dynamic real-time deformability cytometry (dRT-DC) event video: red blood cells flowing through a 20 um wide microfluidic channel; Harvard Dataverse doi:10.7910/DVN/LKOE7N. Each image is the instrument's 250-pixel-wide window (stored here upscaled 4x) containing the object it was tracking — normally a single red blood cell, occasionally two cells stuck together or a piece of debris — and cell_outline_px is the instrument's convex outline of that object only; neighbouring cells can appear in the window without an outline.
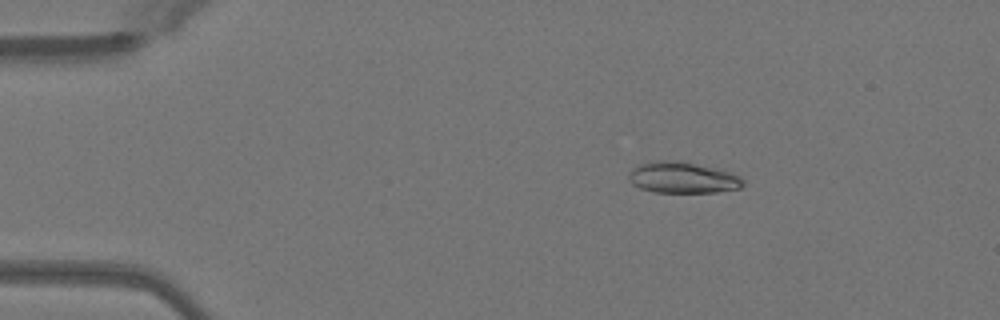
{"species": "Egyptian fruit bat (a non-hibernating species)", "species_latin": "Rousettus aegyptiacus", "temperature_condition": "warm", "stored_images_in_passage": 49, "camera_frame_rate_fps": 3000, "um_per_image_px": 0.085, "animal": {"sex": "female"}, "frame": {"image": 1, "passage_image": 8, "time_ms": 2.333, "image_size_px": [1000, 320], "cell_outline_px": [[744, 184], [740, 188], [716, 192], [652, 192], [640, 188], [632, 184], [628, 180], [628, 172], [632, 168], [640, 164], [660, 160], [680, 160], [720, 168], [740, 176], [744, 180]], "centroid_in_image_um": [58.03, 15.08], "position_along_channel_um": 27.0, "area_um2": 21.15}}
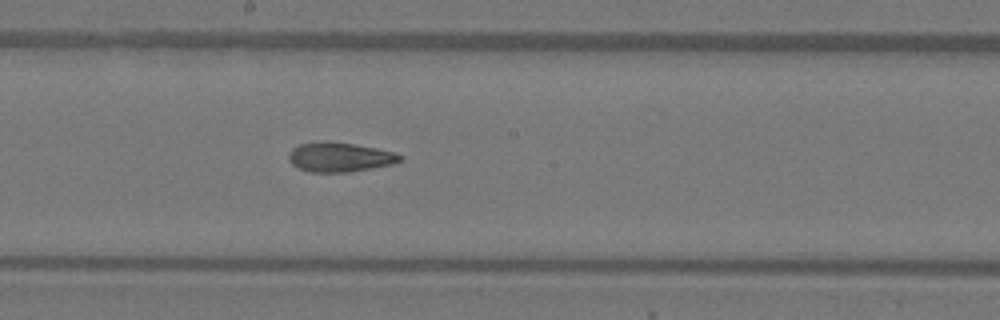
{"frame": {"image": 2, "passage_image": 27, "time_ms": 8.667, "image_size_px": [1000, 320], "cell_outline_px": [[404, 156], [396, 164], [348, 172], [308, 172], [292, 164], [288, 160], [288, 152], [292, 148], [300, 144], [324, 140], [328, 140], [376, 148], [396, 152]], "centroid_in_image_um": [28.88, 13.35], "position_along_channel_um": 219.3, "area_um2": 19.36}}
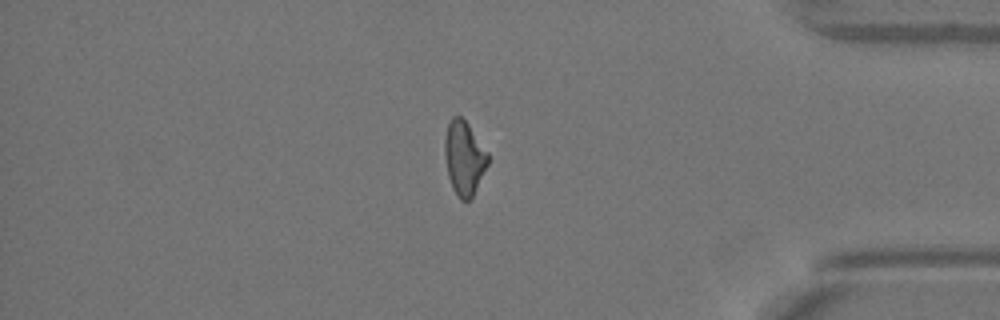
{"frame": {"image": 3, "passage_image": 42, "time_ms": 13.667, "image_size_px": [1000, 320], "cell_outline_px": [[488, 164], [472, 196], [468, 200], [460, 200], [452, 188], [448, 176], [444, 156], [444, 140], [448, 124], [452, 116], [460, 116], [468, 124], [488, 152]], "centroid_in_image_um": [39.43, 13.42], "position_along_channel_um": 395.8, "area_um2": 18.5}, "authors_computed_cell_mechanics": {"area_um2": 19.4208, "velocity_mm_per_s": 4.0872, "shape_relaxation_time_tau1_ms": 6.9576, "shape_relaxation_time_tau2_ms": 1.9086, "deformation_change_tau1": 0.2253, "deformation_change_tau2": 0.0887}}